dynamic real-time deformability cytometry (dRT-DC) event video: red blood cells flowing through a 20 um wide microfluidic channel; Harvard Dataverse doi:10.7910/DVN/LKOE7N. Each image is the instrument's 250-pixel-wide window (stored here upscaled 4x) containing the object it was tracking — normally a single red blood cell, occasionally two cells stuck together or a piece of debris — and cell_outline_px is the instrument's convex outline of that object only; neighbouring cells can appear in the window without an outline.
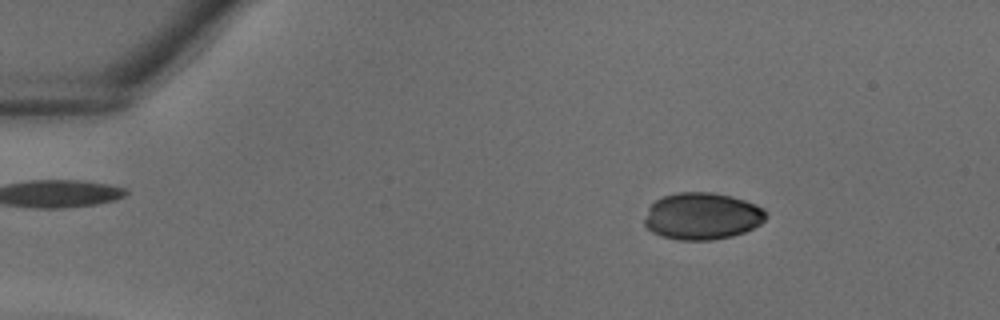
{"species": "common noctule bat (a hibernating species)", "species_latin": "Nyctalus noctula", "temperature_condition": "warm", "stored_images_in_passage": 37, "camera_frame_rate_fps": 3000, "um_per_image_px": 0.085, "animal": {"sex": "male", "body_mass_g": 18.8}, "frame": {"image": 1, "passage_image": 5, "time_ms": 1.333, "image_size_px": [1000, 320], "cell_outline_px": [[768, 216], [760, 224], [744, 232], [732, 236], [712, 240], [680, 240], [660, 236], [652, 232], [644, 224], [644, 220], [648, 208], [656, 200], [664, 196], [680, 192], [712, 192], [744, 200], [756, 204], [764, 208], [768, 212]], "centroid_in_image_um": [59.69, 18.38], "position_along_channel_um": 25.3, "area_um2": 33.29}}
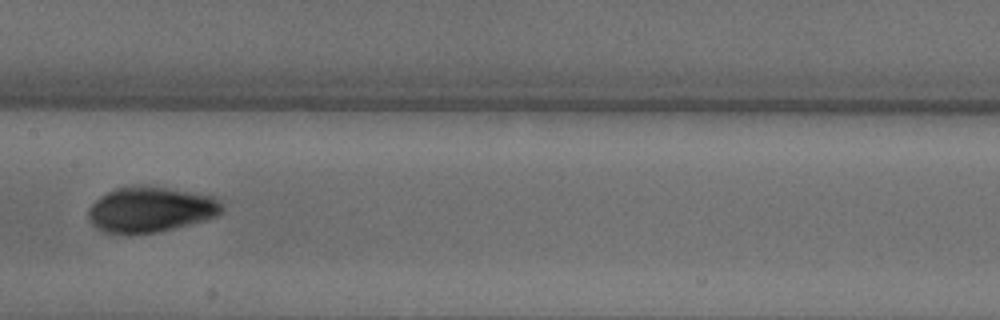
{"frame": {"image": 2, "passage_image": 19, "time_ms": 6.0, "image_size_px": [1000, 320], "cell_outline_px": [[224, 212], [216, 216], [204, 220], [156, 232], [128, 236], [120, 236], [104, 232], [96, 228], [88, 220], [88, 208], [100, 196], [116, 188], [164, 188], [212, 196], [220, 200], [224, 204]], "centroid_in_image_um": [12.77, 17.87], "position_along_channel_um": 194.6, "area_um2": 35.14}}
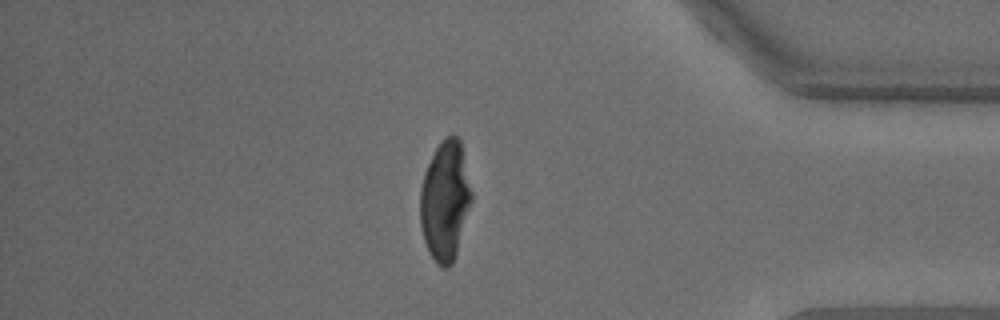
{"frame": {"image": 3, "passage_image": 32, "time_ms": 10.333, "image_size_px": [1000, 320], "cell_outline_px": [[472, 200], [456, 252], [452, 264], [448, 268], [444, 268], [436, 264], [424, 240], [420, 224], [420, 188], [424, 172], [440, 140], [444, 136], [452, 132], [460, 140], [472, 192]], "centroid_in_image_um": [37.82, 17.02], "position_along_channel_um": 397.4, "area_um2": 35.72}}